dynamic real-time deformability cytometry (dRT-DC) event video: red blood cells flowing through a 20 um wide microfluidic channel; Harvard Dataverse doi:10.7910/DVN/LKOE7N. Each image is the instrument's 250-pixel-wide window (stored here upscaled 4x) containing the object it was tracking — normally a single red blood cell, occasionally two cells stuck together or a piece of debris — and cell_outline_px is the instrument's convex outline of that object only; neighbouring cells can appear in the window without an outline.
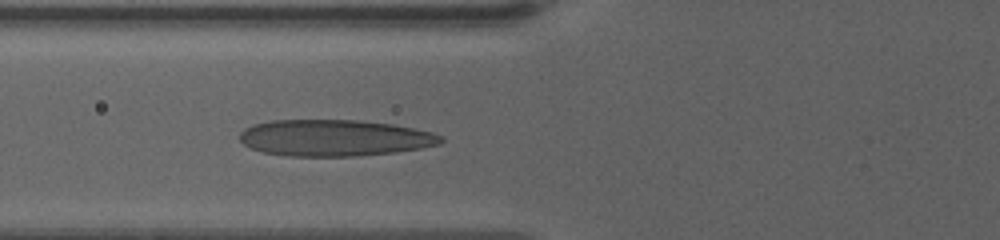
{"species": "human", "species_latin": "Homo sapiens", "temperature_condition": "warm", "stored_images_in_passage": 40, "camera_frame_rate_fps": 3000, "um_per_image_px": 0.085, "donor": {"sex": "female"}, "frame": {"image": 1, "passage_image": 4, "time_ms": 1.0, "image_size_px": [1000, 240], "cell_outline_px": [[444, 140], [440, 144], [420, 148], [396, 152], [356, 156], [288, 156], [264, 152], [252, 148], [244, 144], [240, 140], [240, 132], [244, 128], [252, 124], [272, 120], [360, 120], [392, 124], [432, 132], [444, 136]], "centroid_in_image_um": [28.44, 11.72], "position_along_channel_um": 97.4, "area_um2": 42.83}}
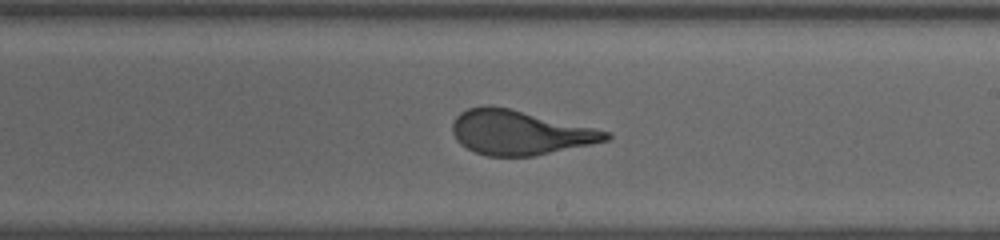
{"frame": {"image": 2, "passage_image": 17, "time_ms": 5.333, "image_size_px": [1000, 240], "cell_outline_px": [[612, 136], [608, 140], [532, 156], [488, 156], [476, 152], [460, 144], [456, 140], [452, 132], [452, 124], [456, 116], [460, 112], [468, 108], [508, 108], [592, 128], [608, 132]], "centroid_in_image_um": [44.12, 11.29], "position_along_channel_um": 244.9, "area_um2": 38.49}}
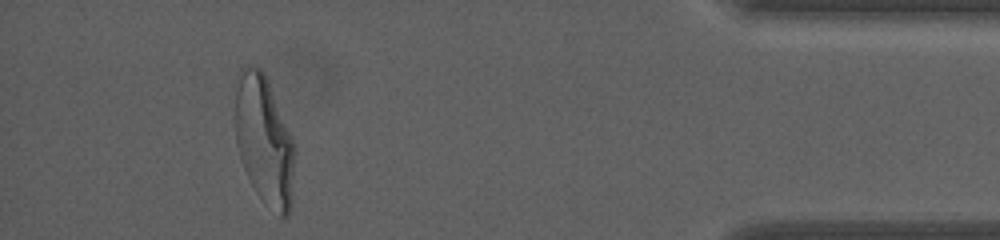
{"frame": {"image": 3, "passage_image": 36, "time_ms": 11.667, "image_size_px": [1000, 240], "cell_outline_px": [[296, 144], [292, 208], [288, 216], [280, 216], [256, 192], [244, 168], [236, 144], [232, 116], [236, 88], [240, 68], [260, 68], [264, 72], [268, 80]], "centroid_in_image_um": [22.46, 11.92], "position_along_channel_um": 412.7, "area_um2": 45.55}, "authors_computed_cell_mechanics": {"area_um2": 40.6334, "velocity_mm_per_s": 3.3945, "shape_relaxation_time_tau1_ms": 6.7145, "shape_relaxation_time_tau2_ms": null, "deformation_change_tau1": 0.2764, "deformation_change_tau2": null}}